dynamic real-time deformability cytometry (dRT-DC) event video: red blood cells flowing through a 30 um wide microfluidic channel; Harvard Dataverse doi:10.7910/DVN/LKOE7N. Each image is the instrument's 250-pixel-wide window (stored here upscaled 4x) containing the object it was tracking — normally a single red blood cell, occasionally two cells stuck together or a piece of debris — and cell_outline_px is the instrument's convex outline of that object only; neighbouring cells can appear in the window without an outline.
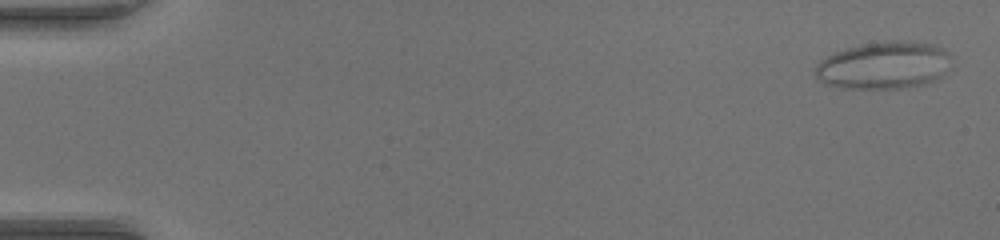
{"species": "common noctule bat (a hibernating species)", "species_latin": "Nyctalus noctula", "temperature_condition": "warm", "stored_images_in_passage": 53, "camera_frame_rate_fps": 3000, "um_per_image_px": 0.085, "animal": {"sex": "female", "body_mass_g": 17.0, "forearm_length_mm": 48.0}, "frame": {"image": 1, "passage_image": 2, "time_ms": 0.333, "image_size_px": [1000, 240], "cell_outline_px": [[948, 52], [944, 72], [940, 76], [932, 80], [920, 84], [900, 88], [840, 88], [824, 84], [816, 76], [816, 64], [820, 60], [836, 52], [848, 48], [864, 44], [884, 40], [908, 40], [936, 44], [944, 48]], "centroid_in_image_um": [75.08, 5.53], "position_along_channel_um": 9.9, "area_um2": 37.17}}
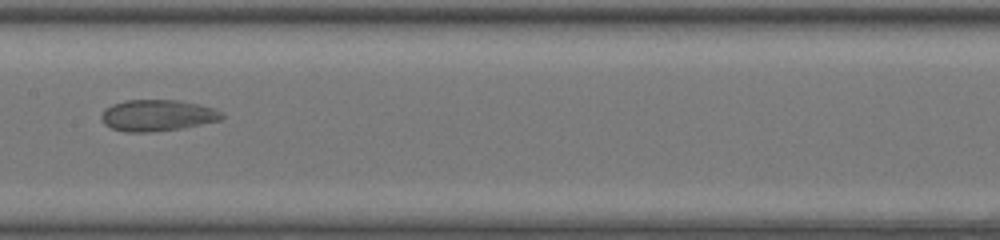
{"frame": {"image": 2, "passage_image": 28, "time_ms": 9.0, "image_size_px": [1000, 240], "cell_outline_px": [[224, 116], [220, 120], [180, 128], [148, 132], [128, 132], [112, 128], [104, 124], [100, 116], [104, 108], [112, 104], [124, 100], [180, 100], [200, 104], [212, 108], [220, 112]], "centroid_in_image_um": [13.33, 9.79], "position_along_channel_um": 194.1, "area_um2": 21.91}}
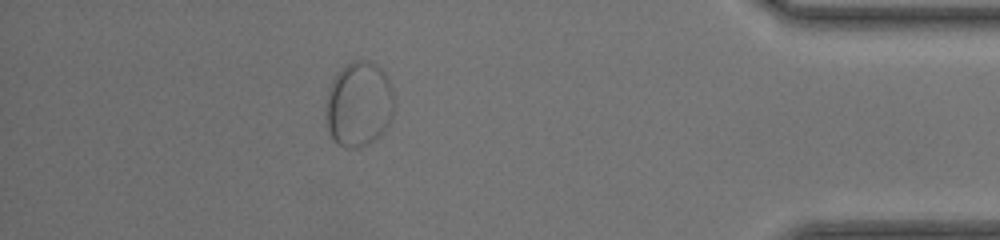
{"frame": {"image": 3, "passage_image": 47, "time_ms": 15.333, "image_size_px": [1000, 240], "cell_outline_px": [[392, 116], [384, 132], [380, 136], [368, 144], [356, 148], [344, 148], [336, 144], [332, 140], [328, 132], [324, 116], [328, 88], [332, 80], [348, 64], [356, 60], [368, 60], [376, 64], [384, 72], [392, 88]], "centroid_in_image_um": [30.46, 8.91], "position_along_channel_um": 404.7, "area_um2": 34.1}}